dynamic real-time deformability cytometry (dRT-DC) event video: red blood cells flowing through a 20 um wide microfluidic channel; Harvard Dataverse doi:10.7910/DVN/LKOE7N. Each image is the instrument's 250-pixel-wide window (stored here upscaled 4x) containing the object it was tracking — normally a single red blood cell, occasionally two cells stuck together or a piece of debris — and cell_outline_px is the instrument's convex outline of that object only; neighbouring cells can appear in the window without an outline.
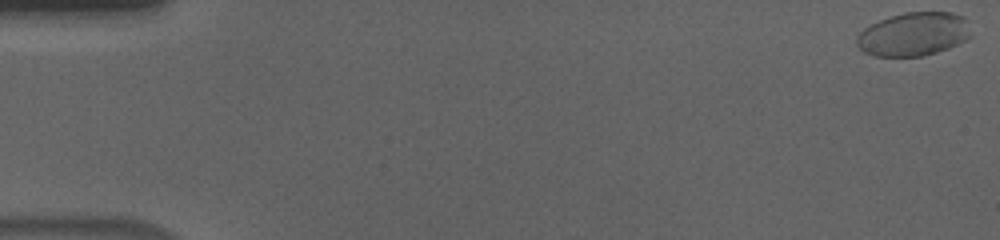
{"species": "human", "species_latin": "Homo sapiens", "temperature_condition": "cold", "stored_images_in_passage": 57, "camera_frame_rate_fps": 3000, "um_per_image_px": 0.085, "donor": {"sex": "male"}, "frame": {"image": 1, "passage_image": 1, "time_ms": 0.0, "image_size_px": [1000, 240], "cell_outline_px": [[972, 36], [948, 48], [924, 56], [876, 56], [864, 52], [856, 44], [856, 36], [864, 28], [880, 20], [904, 12], [952, 12], [964, 16]], "centroid_in_image_um": [77.65, 2.9], "position_along_channel_um": 7.3, "area_um2": 28.9}}
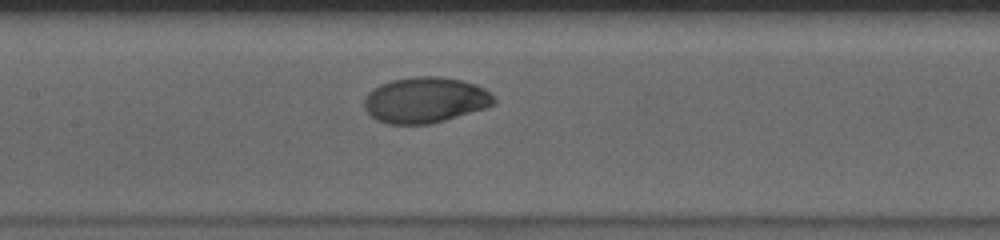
{"frame": {"image": 2, "passage_image": 28, "time_ms": 9.0, "image_size_px": [1000, 240], "cell_outline_px": [[496, 104], [484, 108], [444, 120], [428, 124], [388, 124], [376, 120], [364, 108], [364, 100], [368, 92], [372, 88], [380, 84], [392, 80], [416, 76], [440, 76], [464, 80], [476, 84], [484, 88], [496, 100]], "centroid_in_image_um": [36.13, 8.49], "position_along_channel_um": 171.3, "area_um2": 34.62}}
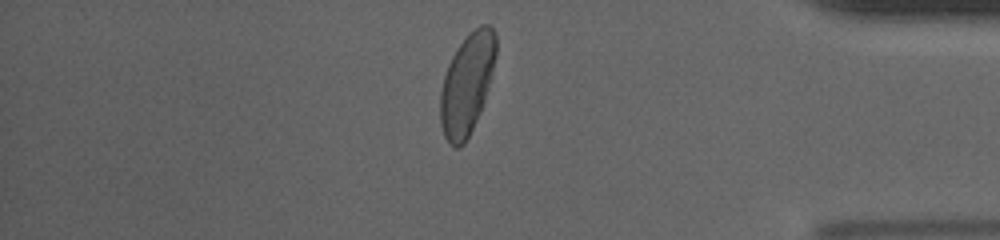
{"frame": {"image": 3, "passage_image": 49, "time_ms": 16.0, "image_size_px": [1000, 240], "cell_outline_px": [[496, 56], [492, 76], [480, 112], [464, 144], [460, 148], [456, 148], [444, 136], [440, 124], [440, 92], [444, 76], [448, 64], [456, 48], [480, 24], [488, 24], [496, 32]], "centroid_in_image_um": [39.7, 7.13], "position_along_channel_um": 395.5, "area_um2": 32.48}, "authors_computed_cell_mechanics": {"area_um2": 32.8304, "velocity_mm_per_s": 3.5952, "shape_relaxation_time_tau1_ms": 3.3601, "shape_relaxation_time_tau2_ms": null, "deformation_change_tau1": 0.1708, "deformation_change_tau2": null}}